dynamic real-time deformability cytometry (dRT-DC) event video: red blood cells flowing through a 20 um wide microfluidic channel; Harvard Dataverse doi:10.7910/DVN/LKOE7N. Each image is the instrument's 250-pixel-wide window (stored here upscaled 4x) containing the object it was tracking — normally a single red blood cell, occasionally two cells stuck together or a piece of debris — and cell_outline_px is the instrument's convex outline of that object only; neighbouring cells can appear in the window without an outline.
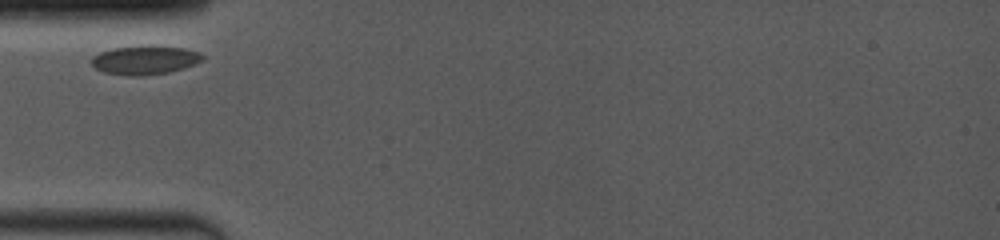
{"species": "common noctule bat (a hibernating species)", "species_latin": "Nyctalus noctula", "temperature_condition": "room temperature", "stored_images_in_passage": 10, "segment_of_instrument_passage": [1, 2], "camera_frame_rate_fps": 4000, "um_per_image_px": 0.085, "animal": {"sex": "female", "body_mass_g": 19.0, "forearm_length_mm": 53.3}, "frame": {"image": 1, "passage_image": 1, "time_ms": 0.0, "image_size_px": [1000, 240], "cell_outline_px": [[204, 60], [168, 72], [140, 76], [132, 76], [104, 72], [96, 68], [92, 64], [92, 56], [100, 52], [112, 48], [140, 44], [148, 44], [184, 48], [200, 52], [204, 56]], "centroid_in_image_um": [12.3, 5.06], "position_along_channel_um": 72.7, "area_um2": 18.84}}
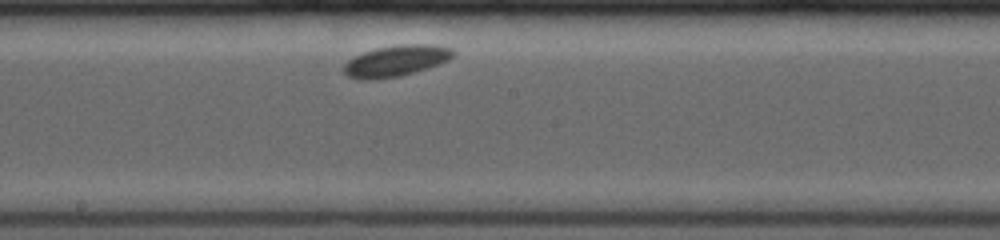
{"frame": {"image": 2, "passage_image": 7, "time_ms": 4.0, "image_size_px": [1000, 240], "cell_outline_px": [[456, 52], [448, 60], [400, 76], [372, 80], [360, 80], [348, 76], [344, 72], [344, 64], [348, 60], [364, 52], [376, 48], [400, 44], [436, 44], [448, 48]], "centroid_in_image_um": [33.62, 5.17], "position_along_channel_um": 214.6, "area_um2": 19.54}}
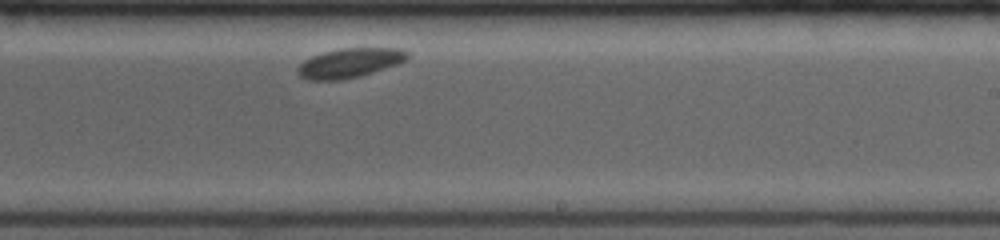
{"frame": {"image": 3, "passage_image": 9, "time_ms": 5.25, "image_size_px": [1000, 240], "cell_outline_px": [[408, 56], [404, 60], [396, 64], [360, 76], [340, 80], [308, 80], [300, 76], [296, 72], [296, 68], [304, 60], [312, 56], [324, 52], [340, 48], [400, 48], [408, 52]], "centroid_in_image_um": [29.67, 5.35], "position_along_channel_um": 259.3, "area_um2": 18.67}}